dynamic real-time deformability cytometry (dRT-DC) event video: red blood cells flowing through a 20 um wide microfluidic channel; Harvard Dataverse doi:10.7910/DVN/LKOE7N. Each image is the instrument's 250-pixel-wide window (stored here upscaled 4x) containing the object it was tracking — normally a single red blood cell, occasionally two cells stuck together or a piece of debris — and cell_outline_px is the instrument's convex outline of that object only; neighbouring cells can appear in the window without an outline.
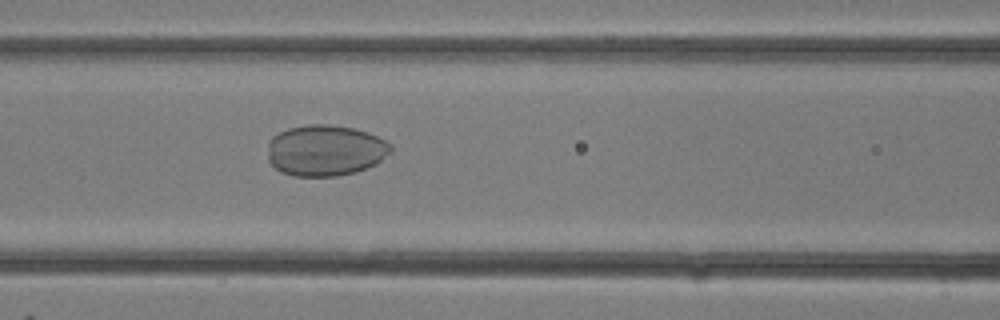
{"species": "common noctule bat (a hibernating species)", "species_latin": "Nyctalus noctula", "temperature_condition": "room temperature", "stored_images_in_passage": 13, "camera_frame_rate_fps": 3000, "um_per_image_px": 0.085, "animal": {"sex": "female"}, "frame": {"image": 1, "passage_image": 11, "time_ms": 3.333, "image_size_px": [1000, 320], "cell_outline_px": [[392, 152], [376, 164], [356, 172], [336, 176], [292, 176], [280, 172], [268, 160], [268, 140], [272, 136], [288, 128], [308, 124], [328, 124], [356, 128], [368, 132], [392, 144]], "centroid_in_image_um": [27.65, 12.78], "position_along_channel_um": 138.9, "area_um2": 37.05}}
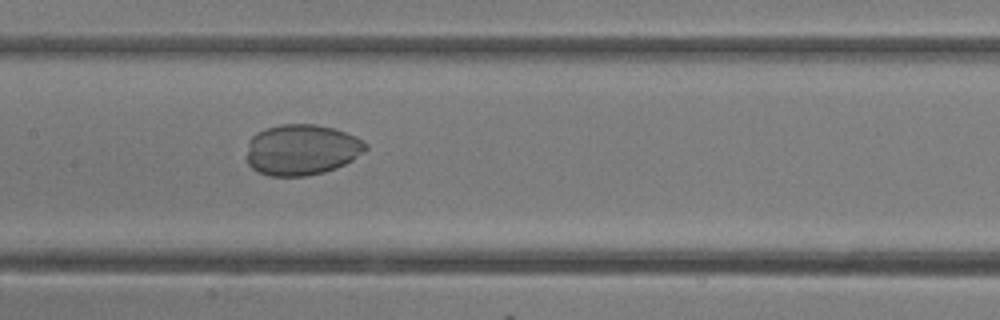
{"frame": {"image": 2, "passage_image": 13, "time_ms": 4.0, "image_size_px": [1000, 320], "cell_outline_px": [[368, 148], [352, 160], [336, 168], [324, 172], [304, 176], [268, 176], [252, 168], [248, 164], [248, 140], [256, 132], [264, 128], [280, 124], [316, 124], [332, 128], [356, 136], [368, 144]], "centroid_in_image_um": [25.63, 12.72], "position_along_channel_um": 181.8, "area_um2": 35.32}}